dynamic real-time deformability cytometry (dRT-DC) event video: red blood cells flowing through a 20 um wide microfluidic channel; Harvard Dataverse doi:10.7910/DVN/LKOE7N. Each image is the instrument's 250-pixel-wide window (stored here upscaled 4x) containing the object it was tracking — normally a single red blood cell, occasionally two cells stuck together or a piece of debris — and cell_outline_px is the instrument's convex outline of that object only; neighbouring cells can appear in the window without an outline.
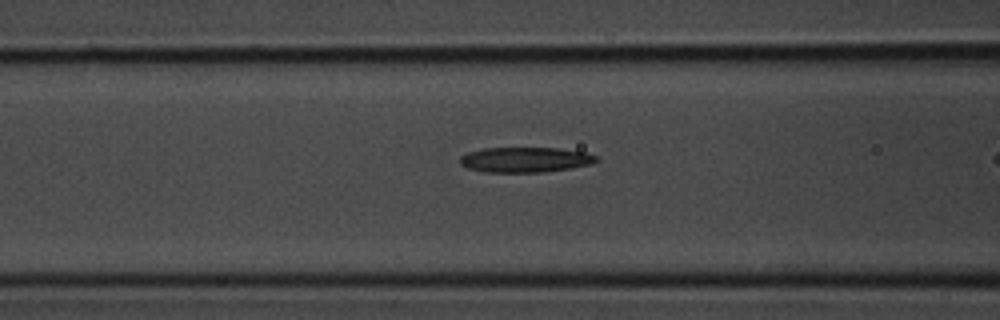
{"species": "common noctule bat (a hibernating species)", "species_latin": "Nyctalus noctula", "temperature_condition": "room temperature", "stored_images_in_passage": 15, "camera_frame_rate_fps": 3000, "um_per_image_px": 0.085, "animal": {"sex": "male", "body_mass_g": 20.1, "forearm_length_mm": 53.5}, "frame": {"image": 1, "passage_image": 9, "time_ms": 2.667, "image_size_px": [1000, 320], "cell_outline_px": [[600, 160], [592, 164], [568, 168], [540, 172], [484, 172], [468, 168], [460, 164], [460, 156], [468, 152], [484, 148], [556, 148], [584, 152], [596, 156]], "centroid_in_image_um": [44.62, 13.57], "position_along_channel_um": 122.0, "area_um2": 19.88}}